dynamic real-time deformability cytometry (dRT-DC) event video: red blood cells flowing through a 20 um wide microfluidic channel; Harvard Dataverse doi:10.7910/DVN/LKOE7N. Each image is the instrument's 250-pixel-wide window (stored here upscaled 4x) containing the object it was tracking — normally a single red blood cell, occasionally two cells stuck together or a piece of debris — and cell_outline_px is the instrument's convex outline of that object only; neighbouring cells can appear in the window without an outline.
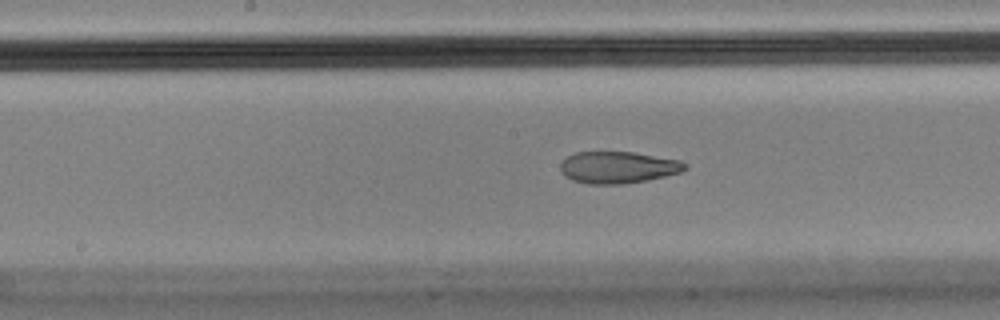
{"species": "Egyptian fruit bat (a non-hibernating species)", "species_latin": "Rousettus aegyptiacus", "temperature_condition": "cold", "stored_images_in_passage": 32, "camera_frame_rate_fps": 3000, "um_per_image_px": 0.085, "animal": {"sex": "male"}, "frame": {"image": 1, "passage_image": 14, "time_ms": 4.333, "image_size_px": [1000, 320], "cell_outline_px": [[688, 168], [680, 172], [648, 180], [620, 184], [588, 184], [572, 180], [560, 172], [560, 164], [568, 156], [576, 152], [632, 152], [680, 160], [688, 164]], "centroid_in_image_um": [52.53, 14.23], "position_along_channel_um": 195.7, "area_um2": 23.06}}